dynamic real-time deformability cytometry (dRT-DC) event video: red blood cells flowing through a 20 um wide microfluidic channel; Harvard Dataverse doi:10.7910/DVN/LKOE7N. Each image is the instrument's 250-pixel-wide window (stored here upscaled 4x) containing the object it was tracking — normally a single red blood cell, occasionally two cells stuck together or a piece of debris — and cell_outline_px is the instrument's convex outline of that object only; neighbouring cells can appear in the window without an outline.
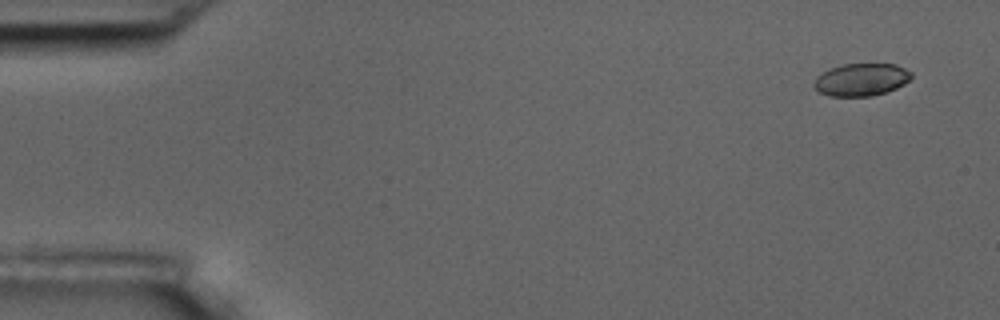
{"species": "common noctule bat (a hibernating species)", "species_latin": "Nyctalus noctula", "temperature_condition": "room temperature", "stored_images_in_passage": 11, "camera_frame_rate_fps": 3000, "um_per_image_px": 0.085, "animal": {"sex": "male", "body_mass_g": 17.5, "forearm_length_mm": 52.3}, "frame": {"image": 1, "passage_image": 1, "time_ms": 0.0, "image_size_px": [1000, 320], "cell_outline_px": [[912, 76], [904, 84], [896, 88], [872, 96], [828, 96], [816, 92], [812, 84], [816, 76], [828, 68], [840, 64], [896, 64], [912, 72]], "centroid_in_image_um": [73.14, 6.77], "position_along_channel_um": 11.9, "area_um2": 18.73}}
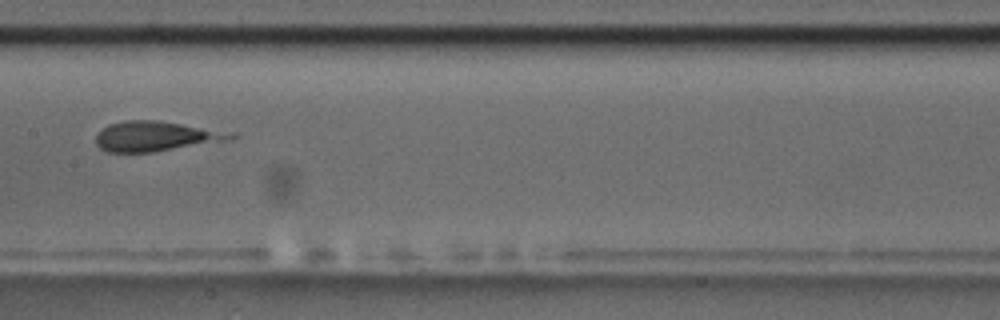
{"frame": {"image": 2, "passage_image": 8, "time_ms": 8.667, "image_size_px": [1000, 320], "cell_outline_px": [[236, 136], [224, 140], [152, 152], [108, 152], [100, 148], [96, 144], [96, 136], [108, 124], [124, 120], [160, 120], [236, 132]], "centroid_in_image_um": [13.22, 11.56], "position_along_channel_um": 194.2, "area_um2": 23.35}}
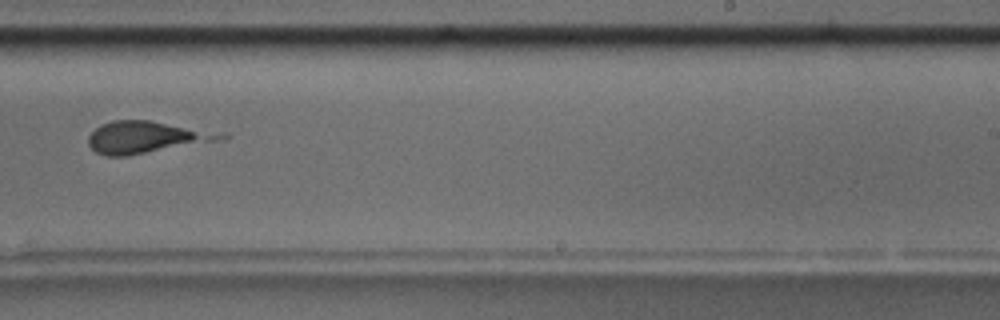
{"frame": {"image": 3, "passage_image": 10, "time_ms": 11.0, "image_size_px": [1000, 320], "cell_outline_px": [[228, 140], [128, 156], [104, 156], [96, 152], [88, 144], [88, 136], [100, 124], [112, 120], [148, 120], [228, 132]], "centroid_in_image_um": [12.57, 11.67], "position_along_channel_um": 276.4, "area_um2": 25.55}}